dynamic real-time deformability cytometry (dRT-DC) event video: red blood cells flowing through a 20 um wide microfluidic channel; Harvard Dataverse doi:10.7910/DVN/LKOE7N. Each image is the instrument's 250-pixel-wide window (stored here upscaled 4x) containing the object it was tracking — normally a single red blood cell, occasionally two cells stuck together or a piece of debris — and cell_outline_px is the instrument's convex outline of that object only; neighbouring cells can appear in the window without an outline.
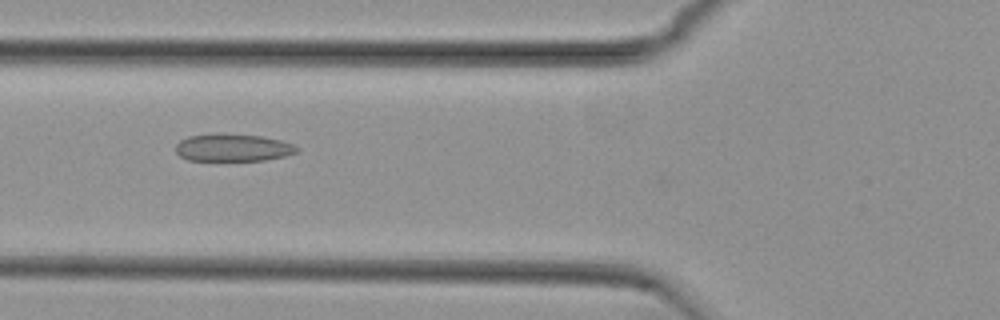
{"species": "common noctule bat (a hibernating species)", "species_latin": "Nyctalus noctula", "temperature_condition": "cold", "stored_images_in_passage": 46, "camera_frame_rate_fps": 3000, "um_per_image_px": 0.085, "animal": {"sex": "female", "body_mass_g": 29.2, "forearm_length_mm": 56.3}, "frame": {"image": 1, "passage_image": 12, "time_ms": 3.667, "image_size_px": [1000, 320], "cell_outline_px": [[300, 148], [296, 152], [284, 156], [264, 160], [188, 160], [180, 156], [176, 152], [176, 144], [180, 140], [188, 136], [220, 132], [260, 136], [280, 140], [292, 144]], "centroid_in_image_um": [19.76, 12.53], "position_along_channel_um": 106.0, "area_um2": 19.48}}
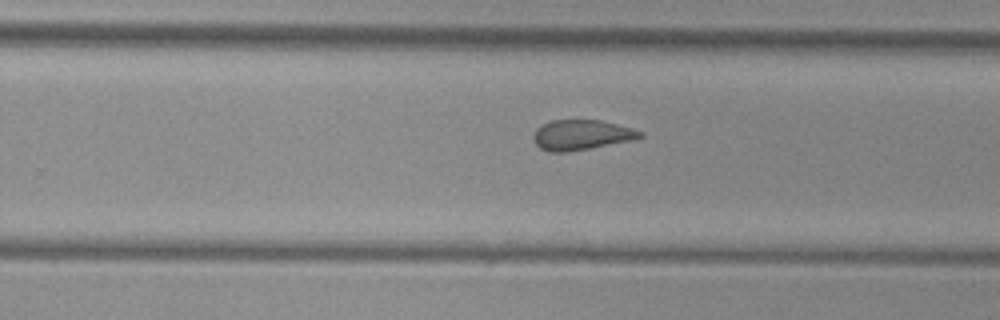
{"frame": {"image": 2, "passage_image": 26, "time_ms": 8.333, "image_size_px": [1000, 320], "cell_outline_px": [[644, 136], [632, 140], [568, 152], [548, 152], [540, 148], [536, 144], [532, 136], [536, 128], [552, 120], [600, 120], [632, 128], [644, 132]], "centroid_in_image_um": [49.41, 11.47], "position_along_channel_um": 280.4, "area_um2": 18.67}}
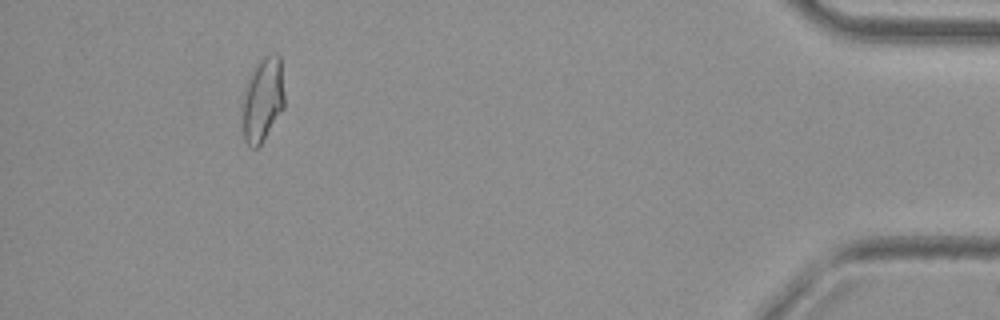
{"frame": {"image": 3, "passage_image": 42, "time_ms": 13.667, "image_size_px": [1000, 320], "cell_outline_px": [[284, 108], [260, 144], [256, 148], [252, 148], [244, 140], [240, 120], [240, 100], [248, 76], [252, 68], [264, 56], [272, 52], [276, 52], [280, 56], [284, 96]], "centroid_in_image_um": [22.26, 8.44], "position_along_channel_um": 412.9, "area_um2": 21.5}, "authors_computed_cell_mechanics": {"area_um2": 19.652, "velocity_mm_per_s": 3.7325, "shape_relaxation_time_tau1_ms": null, "shape_relaxation_time_tau2_ms": 2.1435, "deformation_change_tau1": null, "deformation_change_tau2": 0.0762}}